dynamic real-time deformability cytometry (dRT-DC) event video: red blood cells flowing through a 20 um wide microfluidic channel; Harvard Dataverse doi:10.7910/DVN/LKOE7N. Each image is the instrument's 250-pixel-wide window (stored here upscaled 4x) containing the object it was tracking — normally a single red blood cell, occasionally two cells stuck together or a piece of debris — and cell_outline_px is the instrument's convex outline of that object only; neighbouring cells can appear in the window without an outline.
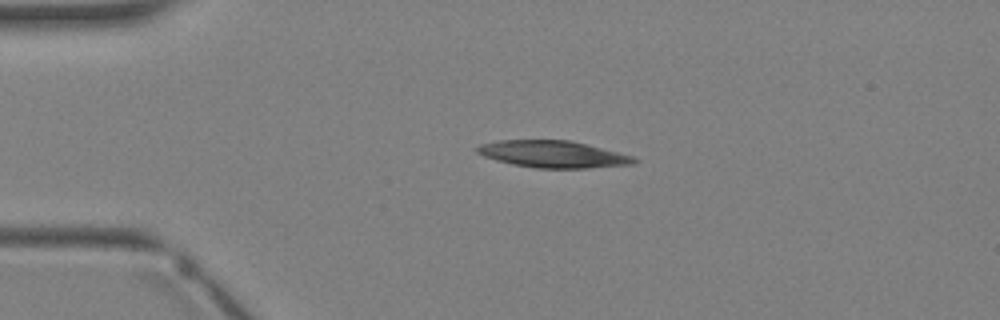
{"species": "Egyptian fruit bat (a non-hibernating species)", "species_latin": "Rousettus aegyptiacus", "temperature_condition": "warm", "stored_images_in_passage": 3, "camera_frame_rate_fps": 3000, "um_per_image_px": 0.085, "animal": {"sex": "female"}, "frame": {"image": 1, "passage_image": 2, "time_ms": 1.333, "image_size_px": [1000, 320], "cell_outline_px": [[640, 160], [632, 164], [588, 168], [536, 168], [512, 164], [496, 160], [484, 156], [476, 152], [476, 148], [480, 144], [500, 140], [572, 140], [632, 156]], "centroid_in_image_um": [47.0, 13.1], "position_along_channel_um": 38.0, "area_um2": 24.51}}